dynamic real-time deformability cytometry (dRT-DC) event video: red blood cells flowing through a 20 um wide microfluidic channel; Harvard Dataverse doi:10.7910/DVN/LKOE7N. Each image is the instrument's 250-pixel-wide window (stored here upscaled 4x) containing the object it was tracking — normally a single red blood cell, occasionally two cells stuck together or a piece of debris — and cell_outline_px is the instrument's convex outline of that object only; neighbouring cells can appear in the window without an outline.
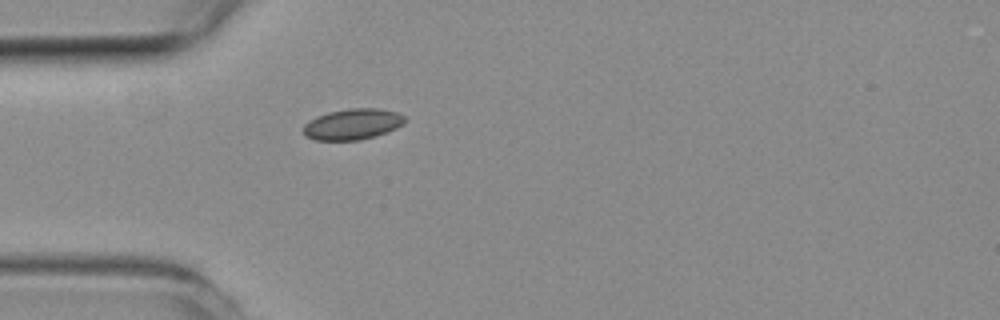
{"species": "common noctule bat (a hibernating species)", "species_latin": "Nyctalus noctula", "temperature_condition": "room temperature", "stored_images_in_passage": 38, "camera_frame_rate_fps": 3000, "um_per_image_px": 0.085, "animal": {"sex": "female", "body_mass_g": 19.3, "forearm_length_mm": 54.1}, "frame": {"image": 1, "passage_image": 1, "time_ms": 0.0, "image_size_px": [1000, 320], "cell_outline_px": [[404, 124], [396, 128], [376, 136], [360, 140], [316, 140], [304, 136], [304, 124], [308, 120], [316, 116], [328, 112], [348, 108], [380, 108], [396, 112], [404, 116]], "centroid_in_image_um": [29.95, 10.55], "position_along_channel_um": 55.1, "area_um2": 18.38}}
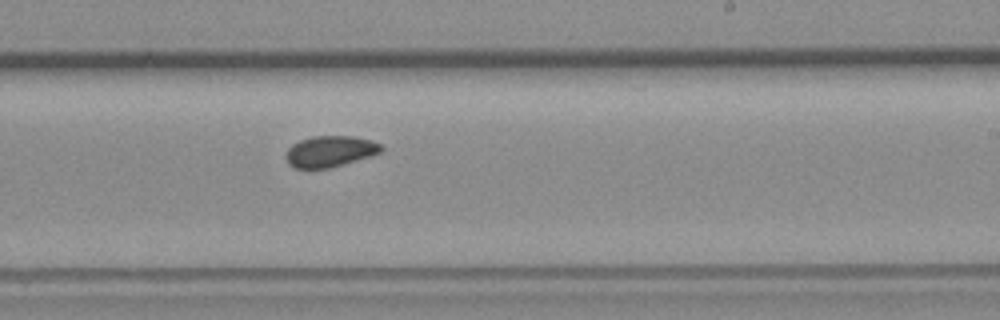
{"frame": {"image": 2, "passage_image": 17, "time_ms": 5.333, "image_size_px": [1000, 320], "cell_outline_px": [[384, 148], [380, 152], [372, 156], [328, 168], [296, 168], [288, 164], [284, 156], [288, 148], [292, 144], [300, 140], [312, 136], [352, 136], [372, 140], [380, 144]], "centroid_in_image_um": [28.04, 12.86], "position_along_channel_um": 261.0, "area_um2": 17.34}}
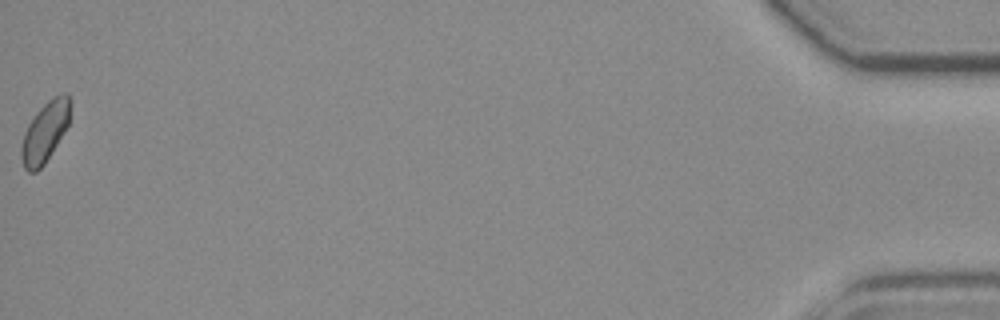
{"frame": {"image": 3, "passage_image": 38, "time_ms": 12.333, "image_size_px": [1000, 320], "cell_outline_px": [[68, 124], [44, 164], [36, 172], [28, 172], [24, 168], [20, 156], [20, 148], [24, 132], [28, 124], [36, 112], [52, 96], [60, 92], [68, 92]], "centroid_in_image_um": [3.77, 11.22], "position_along_channel_um": 431.4, "area_um2": 16.88}}